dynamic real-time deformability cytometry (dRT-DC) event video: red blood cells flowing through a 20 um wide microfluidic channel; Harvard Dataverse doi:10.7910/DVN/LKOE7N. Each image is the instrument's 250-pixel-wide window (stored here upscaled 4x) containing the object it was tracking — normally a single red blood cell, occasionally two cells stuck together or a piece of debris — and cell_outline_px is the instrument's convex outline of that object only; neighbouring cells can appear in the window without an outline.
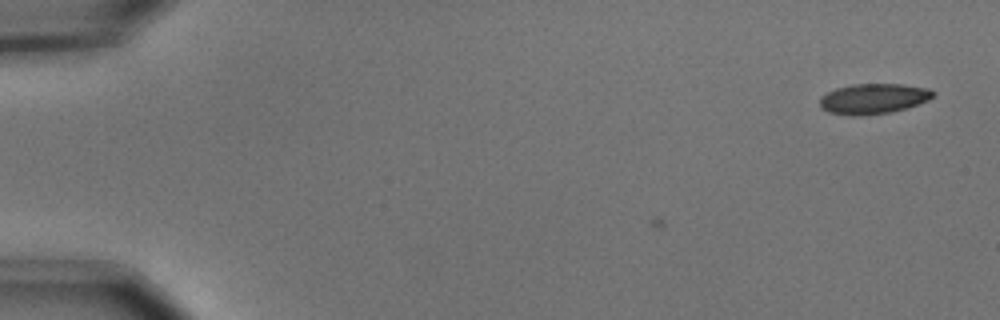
{"species": "common noctule bat (a hibernating species)", "species_latin": "Nyctalus noctula", "temperature_condition": "cold", "stored_images_in_passage": 2, "camera_frame_rate_fps": 3000, "um_per_image_px": 0.085, "animal": {"sex": "male", "body_mass_g": 15.6}, "frame": {"image": 1, "passage_image": 2, "time_ms": 0.333, "image_size_px": [1000, 320], "cell_outline_px": [[936, 92], [928, 100], [892, 112], [860, 116], [852, 116], [828, 112], [820, 108], [820, 96], [836, 88], [852, 84], [904, 84], [928, 88]], "centroid_in_image_um": [74.2, 8.39], "position_along_channel_um": 10.8, "area_um2": 20.06}}